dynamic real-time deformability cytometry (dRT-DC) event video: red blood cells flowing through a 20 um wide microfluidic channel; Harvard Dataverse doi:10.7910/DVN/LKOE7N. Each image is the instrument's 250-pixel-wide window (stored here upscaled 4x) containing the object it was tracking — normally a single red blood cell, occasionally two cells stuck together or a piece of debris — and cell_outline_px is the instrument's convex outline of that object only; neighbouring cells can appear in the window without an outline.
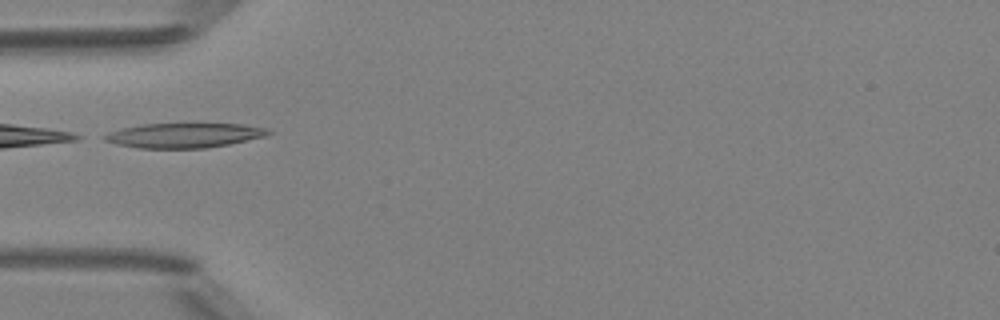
{"species": "Egyptian fruit bat (a non-hibernating species)", "species_latin": "Rousettus aegyptiacus", "temperature_condition": "room temperature", "stored_images_in_passage": 5, "camera_frame_rate_fps": 3000, "um_per_image_px": 0.085, "animal": {"sex": "female"}, "frame": {"image": 1, "passage_image": 5, "time_ms": 4.667, "image_size_px": [1000, 320], "cell_outline_px": [[272, 132], [264, 136], [228, 144], [204, 148], [140, 148], [116, 144], [104, 140], [100, 136], [108, 132], [120, 128], [144, 124], [244, 124], [268, 128]], "centroid_in_image_um": [15.6, 11.5], "position_along_channel_um": 69.4, "area_um2": 23.47}}